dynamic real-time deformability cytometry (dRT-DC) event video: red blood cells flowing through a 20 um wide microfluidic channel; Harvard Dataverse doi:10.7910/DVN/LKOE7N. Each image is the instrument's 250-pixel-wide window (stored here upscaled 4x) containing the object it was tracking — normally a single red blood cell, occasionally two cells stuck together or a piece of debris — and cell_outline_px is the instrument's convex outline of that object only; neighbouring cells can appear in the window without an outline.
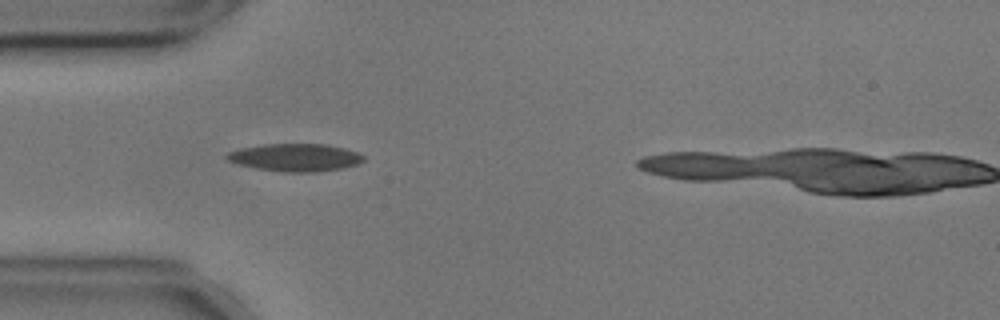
{"species": "common noctule bat (a hibernating species)", "species_latin": "Nyctalus noctula", "temperature_condition": "cold", "stored_images_in_passage": 39, "camera_frame_rate_fps": 3000, "um_per_image_px": 0.085, "animal": {"sex": "male", "body_mass_g": 17.9, "forearm_length_mm": 54.2}, "frame": {"image": 1, "passage_image": 6, "time_ms": 1.667, "image_size_px": [1000, 320], "cell_outline_px": [[364, 160], [356, 164], [344, 168], [316, 172], [284, 172], [256, 168], [240, 164], [228, 160], [224, 156], [228, 152], [240, 148], [264, 144], [324, 144], [344, 148], [356, 152], [364, 156]], "centroid_in_image_um": [25.09, 13.38], "position_along_channel_um": 59.9, "area_um2": 21.91}}